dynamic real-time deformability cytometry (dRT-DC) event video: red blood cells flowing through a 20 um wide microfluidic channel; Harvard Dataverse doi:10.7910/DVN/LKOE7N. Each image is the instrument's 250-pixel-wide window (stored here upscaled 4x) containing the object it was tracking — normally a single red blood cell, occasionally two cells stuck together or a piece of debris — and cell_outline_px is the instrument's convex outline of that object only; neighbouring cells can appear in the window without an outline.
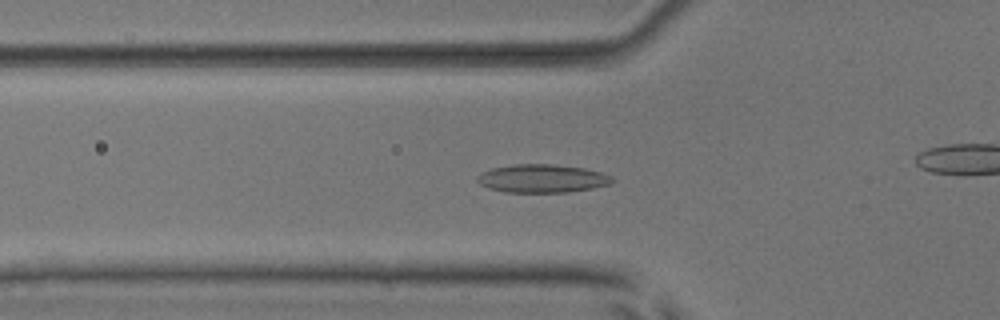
{"species": "common noctule bat (a hibernating species)", "species_latin": "Nyctalus noctula", "temperature_condition": "room temperature", "stored_images_in_passage": 54, "camera_frame_rate_fps": 3000, "um_per_image_px": 0.085, "animal": {"sex": "male", "body_mass_g": 17.9, "forearm_length_mm": 54.2}, "frame": {"image": 1, "passage_image": 19, "time_ms": 6.0, "image_size_px": [1000, 320], "cell_outline_px": [[616, 180], [612, 184], [592, 188], [568, 192], [504, 192], [488, 188], [480, 184], [476, 180], [476, 176], [480, 172], [492, 168], [516, 164], [552, 164], [584, 168], [600, 172], [612, 176]], "centroid_in_image_um": [46.08, 15.17], "position_along_channel_um": 79.7, "area_um2": 22.37}}
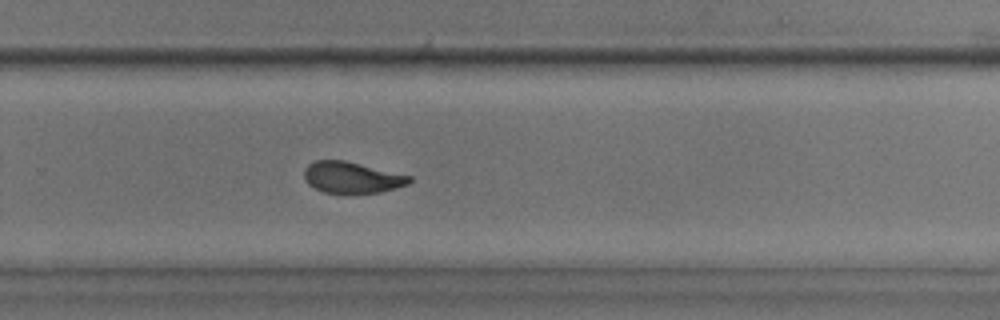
{"frame": {"image": 2, "passage_image": 36, "time_ms": 11.667, "image_size_px": [1000, 320], "cell_outline_px": [[412, 180], [408, 184], [380, 192], [324, 192], [308, 184], [304, 176], [304, 168], [308, 164], [316, 160], [344, 160], [412, 176]], "centroid_in_image_um": [29.9, 15.06], "position_along_channel_um": 299.9, "area_um2": 18.84}}
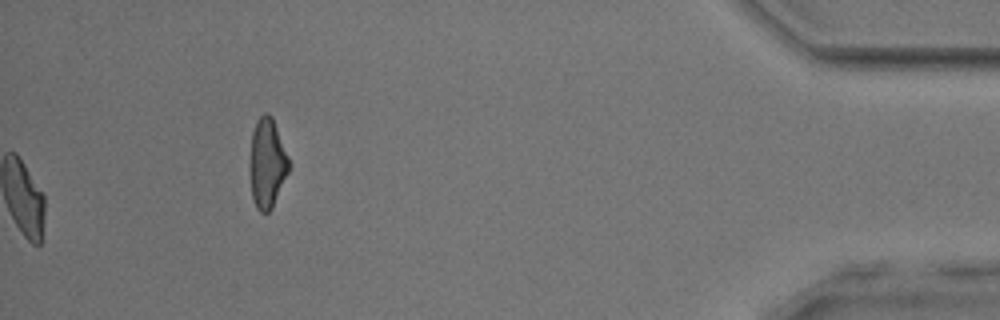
{"frame": {"image": 3, "passage_image": 54, "time_ms": 17.667, "image_size_px": [1000, 320], "cell_outline_px": [[292, 164], [272, 208], [268, 212], [260, 212], [256, 208], [252, 200], [248, 164], [252, 132], [256, 120], [264, 112], [268, 112], [272, 116]], "centroid_in_image_um": [22.69, 13.86], "position_along_channel_um": 412.5, "area_um2": 21.04}, "authors_computed_cell_mechanics": {"area_um2": 20.2011, "velocity_mm_per_s": 3.8937, "shape_relaxation_time_tau1_ms": 5.7316, "shape_relaxation_time_tau2_ms": 1.3208, "deformation_change_tau1": 0.1656, "deformation_change_tau2": 0.0705}}